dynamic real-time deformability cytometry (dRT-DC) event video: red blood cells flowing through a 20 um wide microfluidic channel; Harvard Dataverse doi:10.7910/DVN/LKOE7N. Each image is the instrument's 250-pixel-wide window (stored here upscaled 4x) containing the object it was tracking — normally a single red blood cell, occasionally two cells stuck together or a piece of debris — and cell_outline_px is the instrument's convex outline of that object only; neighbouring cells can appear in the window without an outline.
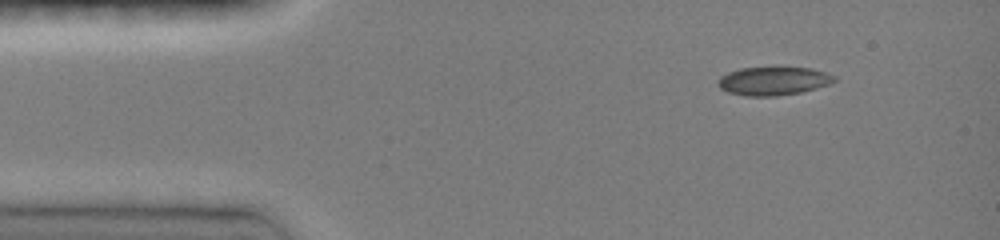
{"species": "common noctule bat (a hibernating species)", "species_latin": "Nyctalus noctula", "temperature_condition": "room temperature", "stored_images_in_passage": 5, "camera_frame_rate_fps": 3000, "um_per_image_px": 0.085, "animal": {"sex": "female", "body_mass_g": 19.0, "forearm_length_mm": 51.5}, "frame": {"image": 1, "passage_image": 1, "time_ms": 0.0, "image_size_px": [1000, 240], "cell_outline_px": [[836, 80], [828, 84], [816, 88], [800, 92], [776, 96], [744, 96], [728, 92], [720, 88], [716, 84], [716, 80], [720, 76], [728, 72], [740, 68], [812, 68], [836, 76]], "centroid_in_image_um": [65.68, 6.89], "position_along_channel_um": 19.3, "area_um2": 19.19}}